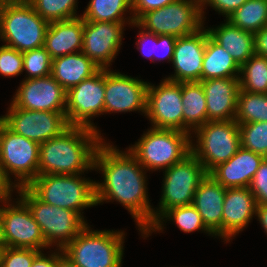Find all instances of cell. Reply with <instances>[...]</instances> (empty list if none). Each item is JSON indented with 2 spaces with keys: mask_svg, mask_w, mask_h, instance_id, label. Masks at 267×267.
Wrapping results in <instances>:
<instances>
[{
  "mask_svg": "<svg viewBox=\"0 0 267 267\" xmlns=\"http://www.w3.org/2000/svg\"><path fill=\"white\" fill-rule=\"evenodd\" d=\"M103 141L94 157V169L102 182L95 181L96 204L116 201L134 218L142 238L153 225V206L148 197L146 170L127 149L121 151Z\"/></svg>",
  "mask_w": 267,
  "mask_h": 267,
  "instance_id": "cell-1",
  "label": "cell"
},
{
  "mask_svg": "<svg viewBox=\"0 0 267 267\" xmlns=\"http://www.w3.org/2000/svg\"><path fill=\"white\" fill-rule=\"evenodd\" d=\"M104 139L90 128L69 126L40 144L38 175H73L93 170L95 153Z\"/></svg>",
  "mask_w": 267,
  "mask_h": 267,
  "instance_id": "cell-2",
  "label": "cell"
},
{
  "mask_svg": "<svg viewBox=\"0 0 267 267\" xmlns=\"http://www.w3.org/2000/svg\"><path fill=\"white\" fill-rule=\"evenodd\" d=\"M49 22L27 0H0V41L25 52L44 46Z\"/></svg>",
  "mask_w": 267,
  "mask_h": 267,
  "instance_id": "cell-3",
  "label": "cell"
},
{
  "mask_svg": "<svg viewBox=\"0 0 267 267\" xmlns=\"http://www.w3.org/2000/svg\"><path fill=\"white\" fill-rule=\"evenodd\" d=\"M125 231L93 230L87 225L64 249L76 267H121Z\"/></svg>",
  "mask_w": 267,
  "mask_h": 267,
  "instance_id": "cell-4",
  "label": "cell"
},
{
  "mask_svg": "<svg viewBox=\"0 0 267 267\" xmlns=\"http://www.w3.org/2000/svg\"><path fill=\"white\" fill-rule=\"evenodd\" d=\"M73 175H38L27 187L43 202L77 212L84 220V209L97 206L95 180Z\"/></svg>",
  "mask_w": 267,
  "mask_h": 267,
  "instance_id": "cell-5",
  "label": "cell"
},
{
  "mask_svg": "<svg viewBox=\"0 0 267 267\" xmlns=\"http://www.w3.org/2000/svg\"><path fill=\"white\" fill-rule=\"evenodd\" d=\"M16 192L40 226L46 249L56 246L63 250L88 225L77 212L43 202L27 186Z\"/></svg>",
  "mask_w": 267,
  "mask_h": 267,
  "instance_id": "cell-6",
  "label": "cell"
},
{
  "mask_svg": "<svg viewBox=\"0 0 267 267\" xmlns=\"http://www.w3.org/2000/svg\"><path fill=\"white\" fill-rule=\"evenodd\" d=\"M190 143L189 133L150 127L138 142L126 149L146 171H163L191 153Z\"/></svg>",
  "mask_w": 267,
  "mask_h": 267,
  "instance_id": "cell-7",
  "label": "cell"
},
{
  "mask_svg": "<svg viewBox=\"0 0 267 267\" xmlns=\"http://www.w3.org/2000/svg\"><path fill=\"white\" fill-rule=\"evenodd\" d=\"M191 153L209 174L219 164L228 161L241 147L239 124L235 120L208 121L191 135ZM195 143H194V142Z\"/></svg>",
  "mask_w": 267,
  "mask_h": 267,
  "instance_id": "cell-8",
  "label": "cell"
},
{
  "mask_svg": "<svg viewBox=\"0 0 267 267\" xmlns=\"http://www.w3.org/2000/svg\"><path fill=\"white\" fill-rule=\"evenodd\" d=\"M39 147L0 120V168L15 188L28 186L38 176ZM10 174L14 175V182Z\"/></svg>",
  "mask_w": 267,
  "mask_h": 267,
  "instance_id": "cell-9",
  "label": "cell"
},
{
  "mask_svg": "<svg viewBox=\"0 0 267 267\" xmlns=\"http://www.w3.org/2000/svg\"><path fill=\"white\" fill-rule=\"evenodd\" d=\"M159 207L153 209V224L169 209L192 204L200 182L207 176L203 164L190 153L181 162L163 170Z\"/></svg>",
  "mask_w": 267,
  "mask_h": 267,
  "instance_id": "cell-10",
  "label": "cell"
},
{
  "mask_svg": "<svg viewBox=\"0 0 267 267\" xmlns=\"http://www.w3.org/2000/svg\"><path fill=\"white\" fill-rule=\"evenodd\" d=\"M135 23L156 35L186 36L204 26L201 0H175L141 15Z\"/></svg>",
  "mask_w": 267,
  "mask_h": 267,
  "instance_id": "cell-11",
  "label": "cell"
},
{
  "mask_svg": "<svg viewBox=\"0 0 267 267\" xmlns=\"http://www.w3.org/2000/svg\"><path fill=\"white\" fill-rule=\"evenodd\" d=\"M12 200L10 198L0 207V246L44 252L46 241L30 209L18 197L15 203Z\"/></svg>",
  "mask_w": 267,
  "mask_h": 267,
  "instance_id": "cell-12",
  "label": "cell"
},
{
  "mask_svg": "<svg viewBox=\"0 0 267 267\" xmlns=\"http://www.w3.org/2000/svg\"><path fill=\"white\" fill-rule=\"evenodd\" d=\"M104 98L105 69L100 68L94 75L67 91L65 113L69 126L86 127L101 134L91 120L104 114Z\"/></svg>",
  "mask_w": 267,
  "mask_h": 267,
  "instance_id": "cell-13",
  "label": "cell"
},
{
  "mask_svg": "<svg viewBox=\"0 0 267 267\" xmlns=\"http://www.w3.org/2000/svg\"><path fill=\"white\" fill-rule=\"evenodd\" d=\"M0 120L13 132L38 144L60 135L69 127L65 112L32 111L11 104Z\"/></svg>",
  "mask_w": 267,
  "mask_h": 267,
  "instance_id": "cell-14",
  "label": "cell"
},
{
  "mask_svg": "<svg viewBox=\"0 0 267 267\" xmlns=\"http://www.w3.org/2000/svg\"><path fill=\"white\" fill-rule=\"evenodd\" d=\"M145 116L153 128L183 132L182 82L162 79L148 84Z\"/></svg>",
  "mask_w": 267,
  "mask_h": 267,
  "instance_id": "cell-15",
  "label": "cell"
},
{
  "mask_svg": "<svg viewBox=\"0 0 267 267\" xmlns=\"http://www.w3.org/2000/svg\"><path fill=\"white\" fill-rule=\"evenodd\" d=\"M148 84L138 77L105 69L104 114L138 111L145 116Z\"/></svg>",
  "mask_w": 267,
  "mask_h": 267,
  "instance_id": "cell-16",
  "label": "cell"
},
{
  "mask_svg": "<svg viewBox=\"0 0 267 267\" xmlns=\"http://www.w3.org/2000/svg\"><path fill=\"white\" fill-rule=\"evenodd\" d=\"M126 23L134 22L84 20L82 52L99 68L109 69L120 51Z\"/></svg>",
  "mask_w": 267,
  "mask_h": 267,
  "instance_id": "cell-17",
  "label": "cell"
},
{
  "mask_svg": "<svg viewBox=\"0 0 267 267\" xmlns=\"http://www.w3.org/2000/svg\"><path fill=\"white\" fill-rule=\"evenodd\" d=\"M11 105L32 111L65 112L67 91L51 76L23 79Z\"/></svg>",
  "mask_w": 267,
  "mask_h": 267,
  "instance_id": "cell-18",
  "label": "cell"
},
{
  "mask_svg": "<svg viewBox=\"0 0 267 267\" xmlns=\"http://www.w3.org/2000/svg\"><path fill=\"white\" fill-rule=\"evenodd\" d=\"M206 27L176 38L172 67L174 74L164 79L173 82L202 81V64L206 46Z\"/></svg>",
  "mask_w": 267,
  "mask_h": 267,
  "instance_id": "cell-19",
  "label": "cell"
},
{
  "mask_svg": "<svg viewBox=\"0 0 267 267\" xmlns=\"http://www.w3.org/2000/svg\"><path fill=\"white\" fill-rule=\"evenodd\" d=\"M255 196L249 187L226 189L222 213V240L227 243L255 217Z\"/></svg>",
  "mask_w": 267,
  "mask_h": 267,
  "instance_id": "cell-20",
  "label": "cell"
},
{
  "mask_svg": "<svg viewBox=\"0 0 267 267\" xmlns=\"http://www.w3.org/2000/svg\"><path fill=\"white\" fill-rule=\"evenodd\" d=\"M200 83L206 98L207 122L235 120L239 78H212Z\"/></svg>",
  "mask_w": 267,
  "mask_h": 267,
  "instance_id": "cell-21",
  "label": "cell"
},
{
  "mask_svg": "<svg viewBox=\"0 0 267 267\" xmlns=\"http://www.w3.org/2000/svg\"><path fill=\"white\" fill-rule=\"evenodd\" d=\"M226 188L218 183L210 174L200 182L192 201V205L201 215L206 228L222 239V213Z\"/></svg>",
  "mask_w": 267,
  "mask_h": 267,
  "instance_id": "cell-22",
  "label": "cell"
},
{
  "mask_svg": "<svg viewBox=\"0 0 267 267\" xmlns=\"http://www.w3.org/2000/svg\"><path fill=\"white\" fill-rule=\"evenodd\" d=\"M264 157L240 147L226 162L219 164L209 174L223 187H249Z\"/></svg>",
  "mask_w": 267,
  "mask_h": 267,
  "instance_id": "cell-23",
  "label": "cell"
},
{
  "mask_svg": "<svg viewBox=\"0 0 267 267\" xmlns=\"http://www.w3.org/2000/svg\"><path fill=\"white\" fill-rule=\"evenodd\" d=\"M84 19L78 18L50 22L45 35L44 48L51 59L81 52Z\"/></svg>",
  "mask_w": 267,
  "mask_h": 267,
  "instance_id": "cell-24",
  "label": "cell"
},
{
  "mask_svg": "<svg viewBox=\"0 0 267 267\" xmlns=\"http://www.w3.org/2000/svg\"><path fill=\"white\" fill-rule=\"evenodd\" d=\"M224 22L215 28H207L208 34L241 67L255 54V36L234 26L228 20Z\"/></svg>",
  "mask_w": 267,
  "mask_h": 267,
  "instance_id": "cell-25",
  "label": "cell"
},
{
  "mask_svg": "<svg viewBox=\"0 0 267 267\" xmlns=\"http://www.w3.org/2000/svg\"><path fill=\"white\" fill-rule=\"evenodd\" d=\"M100 68L82 51L52 60L51 76L66 90L94 75Z\"/></svg>",
  "mask_w": 267,
  "mask_h": 267,
  "instance_id": "cell-26",
  "label": "cell"
},
{
  "mask_svg": "<svg viewBox=\"0 0 267 267\" xmlns=\"http://www.w3.org/2000/svg\"><path fill=\"white\" fill-rule=\"evenodd\" d=\"M240 66L217 44L206 29V46L202 64V81L212 78H239Z\"/></svg>",
  "mask_w": 267,
  "mask_h": 267,
  "instance_id": "cell-27",
  "label": "cell"
},
{
  "mask_svg": "<svg viewBox=\"0 0 267 267\" xmlns=\"http://www.w3.org/2000/svg\"><path fill=\"white\" fill-rule=\"evenodd\" d=\"M183 132L191 133L207 123V104L200 82H182Z\"/></svg>",
  "mask_w": 267,
  "mask_h": 267,
  "instance_id": "cell-28",
  "label": "cell"
},
{
  "mask_svg": "<svg viewBox=\"0 0 267 267\" xmlns=\"http://www.w3.org/2000/svg\"><path fill=\"white\" fill-rule=\"evenodd\" d=\"M166 220V221H165ZM168 221L175 223L179 230L185 233L194 231H203L205 234L214 236L204 225L201 215L196 208L191 204L188 206L176 207L167 210L143 235L146 239L153 232H162L163 224Z\"/></svg>",
  "mask_w": 267,
  "mask_h": 267,
  "instance_id": "cell-29",
  "label": "cell"
},
{
  "mask_svg": "<svg viewBox=\"0 0 267 267\" xmlns=\"http://www.w3.org/2000/svg\"><path fill=\"white\" fill-rule=\"evenodd\" d=\"M86 7L81 14L85 21L135 22L131 15L132 0H90ZM127 12L130 16L125 17Z\"/></svg>",
  "mask_w": 267,
  "mask_h": 267,
  "instance_id": "cell-30",
  "label": "cell"
},
{
  "mask_svg": "<svg viewBox=\"0 0 267 267\" xmlns=\"http://www.w3.org/2000/svg\"><path fill=\"white\" fill-rule=\"evenodd\" d=\"M226 20L255 34L267 25V0H247Z\"/></svg>",
  "mask_w": 267,
  "mask_h": 267,
  "instance_id": "cell-31",
  "label": "cell"
},
{
  "mask_svg": "<svg viewBox=\"0 0 267 267\" xmlns=\"http://www.w3.org/2000/svg\"><path fill=\"white\" fill-rule=\"evenodd\" d=\"M240 89L257 94H267V57L254 54L240 67Z\"/></svg>",
  "mask_w": 267,
  "mask_h": 267,
  "instance_id": "cell-32",
  "label": "cell"
},
{
  "mask_svg": "<svg viewBox=\"0 0 267 267\" xmlns=\"http://www.w3.org/2000/svg\"><path fill=\"white\" fill-rule=\"evenodd\" d=\"M235 121L238 124L267 122V94L250 93L239 88Z\"/></svg>",
  "mask_w": 267,
  "mask_h": 267,
  "instance_id": "cell-33",
  "label": "cell"
},
{
  "mask_svg": "<svg viewBox=\"0 0 267 267\" xmlns=\"http://www.w3.org/2000/svg\"><path fill=\"white\" fill-rule=\"evenodd\" d=\"M46 21H65L78 18V0H27Z\"/></svg>",
  "mask_w": 267,
  "mask_h": 267,
  "instance_id": "cell-34",
  "label": "cell"
},
{
  "mask_svg": "<svg viewBox=\"0 0 267 267\" xmlns=\"http://www.w3.org/2000/svg\"><path fill=\"white\" fill-rule=\"evenodd\" d=\"M241 147L267 158V122L239 124Z\"/></svg>",
  "mask_w": 267,
  "mask_h": 267,
  "instance_id": "cell-35",
  "label": "cell"
},
{
  "mask_svg": "<svg viewBox=\"0 0 267 267\" xmlns=\"http://www.w3.org/2000/svg\"><path fill=\"white\" fill-rule=\"evenodd\" d=\"M23 55V72L25 79H33L51 75L52 59L43 47L25 51Z\"/></svg>",
  "mask_w": 267,
  "mask_h": 267,
  "instance_id": "cell-36",
  "label": "cell"
},
{
  "mask_svg": "<svg viewBox=\"0 0 267 267\" xmlns=\"http://www.w3.org/2000/svg\"><path fill=\"white\" fill-rule=\"evenodd\" d=\"M41 251L33 248H11L0 246V267H31Z\"/></svg>",
  "mask_w": 267,
  "mask_h": 267,
  "instance_id": "cell-37",
  "label": "cell"
},
{
  "mask_svg": "<svg viewBox=\"0 0 267 267\" xmlns=\"http://www.w3.org/2000/svg\"><path fill=\"white\" fill-rule=\"evenodd\" d=\"M23 73L22 52L8 46H0V75L13 78Z\"/></svg>",
  "mask_w": 267,
  "mask_h": 267,
  "instance_id": "cell-38",
  "label": "cell"
},
{
  "mask_svg": "<svg viewBox=\"0 0 267 267\" xmlns=\"http://www.w3.org/2000/svg\"><path fill=\"white\" fill-rule=\"evenodd\" d=\"M249 189L255 196L257 205H267V158L260 163Z\"/></svg>",
  "mask_w": 267,
  "mask_h": 267,
  "instance_id": "cell-39",
  "label": "cell"
},
{
  "mask_svg": "<svg viewBox=\"0 0 267 267\" xmlns=\"http://www.w3.org/2000/svg\"><path fill=\"white\" fill-rule=\"evenodd\" d=\"M131 26L137 27L140 30L137 35L138 40L135 42V45L137 46L136 49L140 51V54L143 57H145L146 59L148 58L152 60L153 63H155V44H157L158 35L143 30L135 22L131 24ZM149 45L152 46L149 47Z\"/></svg>",
  "mask_w": 267,
  "mask_h": 267,
  "instance_id": "cell-40",
  "label": "cell"
},
{
  "mask_svg": "<svg viewBox=\"0 0 267 267\" xmlns=\"http://www.w3.org/2000/svg\"><path fill=\"white\" fill-rule=\"evenodd\" d=\"M247 0H201L202 5V18L205 21L204 7L210 6L215 9L220 15L226 17V19L231 15L234 11H236L242 4H244ZM207 5V6H206Z\"/></svg>",
  "mask_w": 267,
  "mask_h": 267,
  "instance_id": "cell-41",
  "label": "cell"
},
{
  "mask_svg": "<svg viewBox=\"0 0 267 267\" xmlns=\"http://www.w3.org/2000/svg\"><path fill=\"white\" fill-rule=\"evenodd\" d=\"M176 37L171 35H158L155 44V62L167 60L172 62ZM160 52V53H159Z\"/></svg>",
  "mask_w": 267,
  "mask_h": 267,
  "instance_id": "cell-42",
  "label": "cell"
},
{
  "mask_svg": "<svg viewBox=\"0 0 267 267\" xmlns=\"http://www.w3.org/2000/svg\"><path fill=\"white\" fill-rule=\"evenodd\" d=\"M175 0H132V16L136 21L141 15L165 7Z\"/></svg>",
  "mask_w": 267,
  "mask_h": 267,
  "instance_id": "cell-43",
  "label": "cell"
},
{
  "mask_svg": "<svg viewBox=\"0 0 267 267\" xmlns=\"http://www.w3.org/2000/svg\"><path fill=\"white\" fill-rule=\"evenodd\" d=\"M63 254V250L55 249L50 254H44L42 251L34 258L31 267H55L56 260Z\"/></svg>",
  "mask_w": 267,
  "mask_h": 267,
  "instance_id": "cell-44",
  "label": "cell"
},
{
  "mask_svg": "<svg viewBox=\"0 0 267 267\" xmlns=\"http://www.w3.org/2000/svg\"><path fill=\"white\" fill-rule=\"evenodd\" d=\"M255 54L267 57V25L254 34Z\"/></svg>",
  "mask_w": 267,
  "mask_h": 267,
  "instance_id": "cell-45",
  "label": "cell"
},
{
  "mask_svg": "<svg viewBox=\"0 0 267 267\" xmlns=\"http://www.w3.org/2000/svg\"><path fill=\"white\" fill-rule=\"evenodd\" d=\"M16 188L4 177L0 168V204L6 203Z\"/></svg>",
  "mask_w": 267,
  "mask_h": 267,
  "instance_id": "cell-46",
  "label": "cell"
},
{
  "mask_svg": "<svg viewBox=\"0 0 267 267\" xmlns=\"http://www.w3.org/2000/svg\"><path fill=\"white\" fill-rule=\"evenodd\" d=\"M255 216L267 235V205H256Z\"/></svg>",
  "mask_w": 267,
  "mask_h": 267,
  "instance_id": "cell-47",
  "label": "cell"
},
{
  "mask_svg": "<svg viewBox=\"0 0 267 267\" xmlns=\"http://www.w3.org/2000/svg\"><path fill=\"white\" fill-rule=\"evenodd\" d=\"M55 267H76L63 253L57 260Z\"/></svg>",
  "mask_w": 267,
  "mask_h": 267,
  "instance_id": "cell-48",
  "label": "cell"
}]
</instances>
